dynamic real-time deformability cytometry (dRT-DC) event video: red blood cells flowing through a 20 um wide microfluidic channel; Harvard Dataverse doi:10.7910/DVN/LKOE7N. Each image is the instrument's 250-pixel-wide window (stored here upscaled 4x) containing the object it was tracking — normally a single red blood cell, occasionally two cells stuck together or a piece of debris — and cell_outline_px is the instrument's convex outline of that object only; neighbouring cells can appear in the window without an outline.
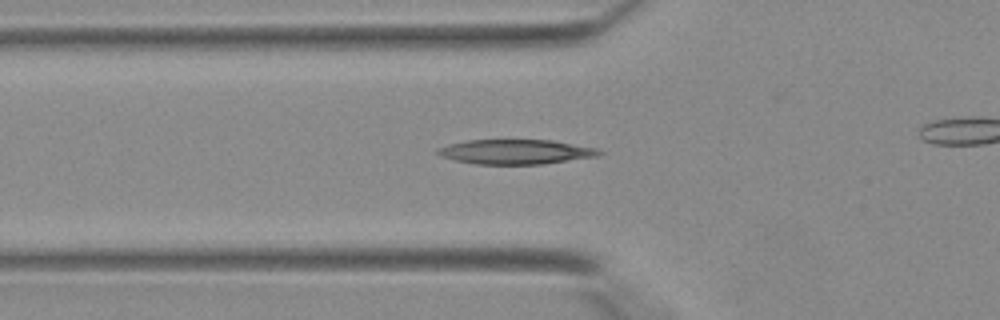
{"species": "Egyptian fruit bat (a non-hibernating species)", "species_latin": "Rousettus aegyptiacus", "temperature_condition": "warm", "stored_images_in_passage": 24, "camera_frame_rate_fps": 3000, "um_per_image_px": 0.085, "animal": {"sex": "female"}, "frame": {"image": 1, "passage_image": 3, "time_ms": 0.667, "image_size_px": [1000, 320], "cell_outline_px": [[604, 152], [600, 156], [540, 164], [476, 164], [456, 160], [440, 156], [436, 152], [436, 148], [448, 144], [468, 140], [552, 140], [596, 148]], "centroid_in_image_um": [43.83, 12.9], "position_along_channel_um": 82.0, "area_um2": 23.18}}
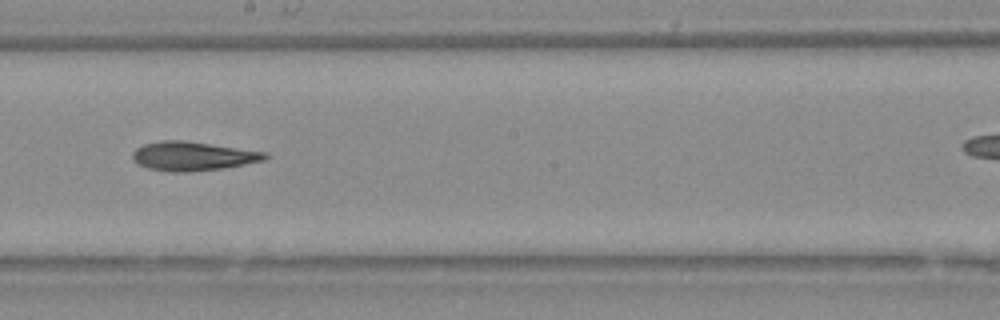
{"frame": {"image": 2, "passage_image": 12, "time_ms": 3.667, "image_size_px": [1000, 320], "cell_outline_px": [[272, 156], [268, 160], [224, 168], [188, 172], [168, 172], [148, 168], [136, 164], [132, 156], [132, 152], [136, 148], [144, 144], [160, 140], [184, 140], [268, 152]], "centroid_in_image_um": [16.43, 13.27], "position_along_channel_um": 231.8, "area_um2": 22.83}}
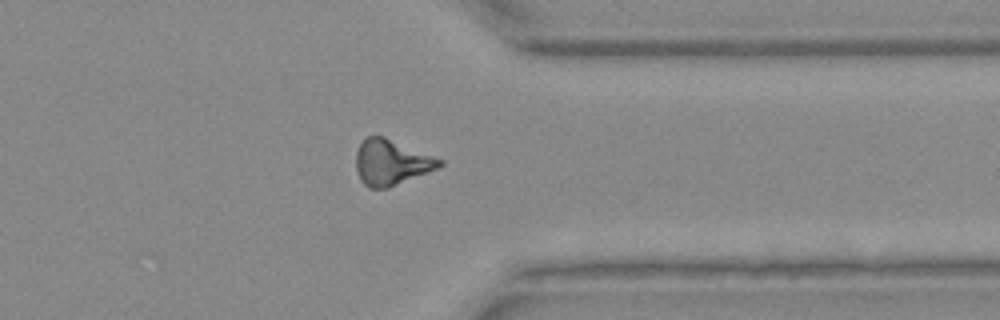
{"frame": {"image": 3, "passage_image": 21, "time_ms": 6.667, "image_size_px": [1000, 320], "cell_outline_px": [[444, 164], [436, 168], [388, 188], [368, 188], [360, 180], [356, 168], [356, 152], [360, 144], [368, 136], [384, 136], [444, 160]], "centroid_in_image_um": [33.24, 13.8], "position_along_channel_um": 378.2, "area_um2": 21.91}}